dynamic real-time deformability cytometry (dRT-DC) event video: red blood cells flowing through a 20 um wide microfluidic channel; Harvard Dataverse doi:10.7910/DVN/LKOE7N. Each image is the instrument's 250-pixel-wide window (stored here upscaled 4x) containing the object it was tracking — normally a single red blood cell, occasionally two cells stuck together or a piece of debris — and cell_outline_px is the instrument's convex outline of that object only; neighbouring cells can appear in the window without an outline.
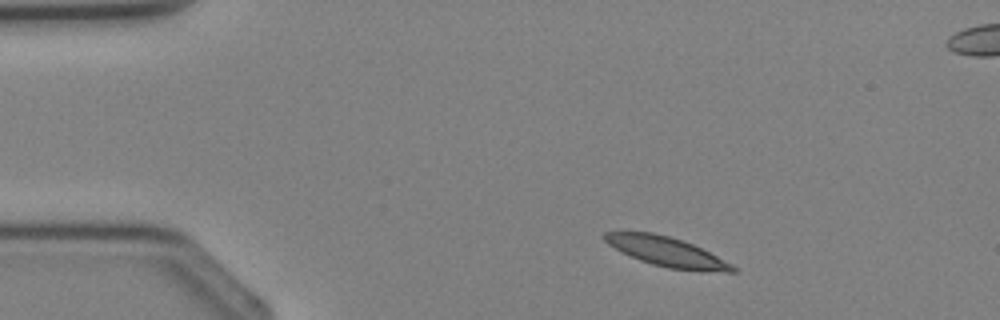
{"species": "Egyptian fruit bat (a non-hibernating species)", "species_latin": "Rousettus aegyptiacus", "temperature_condition": "cold", "stored_images_in_passage": 3, "segment_of_instrument_passage": [1, 2], "camera_frame_rate_fps": 3000, "um_per_image_px": 0.085, "animal": {"sex": "female"}, "frame": {"image": 1, "passage_image": 1, "time_ms": 0.0, "image_size_px": [1000, 320], "cell_outline_px": [[736, 272], [724, 272], [668, 268], [652, 264], [640, 260], [608, 244], [604, 240], [604, 232], [652, 232], [684, 240], [732, 264], [736, 268]], "centroid_in_image_um": [56.67, 21.39], "position_along_channel_um": 28.3, "area_um2": 21.44}}